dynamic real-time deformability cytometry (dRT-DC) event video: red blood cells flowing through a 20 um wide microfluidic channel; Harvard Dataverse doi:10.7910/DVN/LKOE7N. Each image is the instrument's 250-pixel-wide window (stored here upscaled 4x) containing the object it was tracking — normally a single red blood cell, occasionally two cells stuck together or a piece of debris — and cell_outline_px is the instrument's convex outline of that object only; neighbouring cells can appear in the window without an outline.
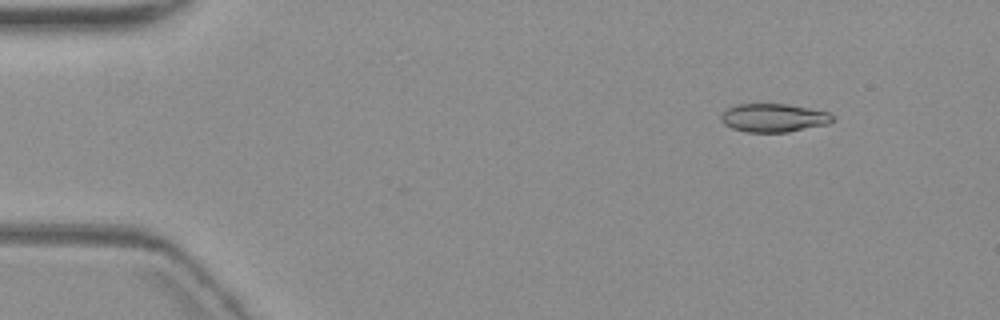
{"species": "common noctule bat (a hibernating species)", "species_latin": "Nyctalus noctula", "temperature_condition": "warm", "stored_images_in_passage": 2, "camera_frame_rate_fps": 3000, "um_per_image_px": 0.085, "animal": {"sex": "female", "body_mass_g": 19.3, "forearm_length_mm": 54.1}, "frame": {"image": 1, "passage_image": 1, "time_ms": 0.0, "image_size_px": [1000, 320], "cell_outline_px": [[832, 120], [828, 124], [788, 132], [748, 132], [732, 128], [724, 124], [720, 120], [720, 116], [728, 108], [736, 104], [788, 104], [828, 112], [832, 116]], "centroid_in_image_um": [65.73, 10.01], "position_along_channel_um": 19.3, "area_um2": 18.32}}